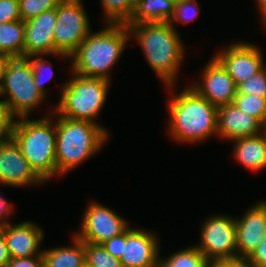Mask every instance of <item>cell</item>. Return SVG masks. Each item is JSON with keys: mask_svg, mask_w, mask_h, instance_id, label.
I'll return each mask as SVG.
<instances>
[{"mask_svg": "<svg viewBox=\"0 0 266 267\" xmlns=\"http://www.w3.org/2000/svg\"><path fill=\"white\" fill-rule=\"evenodd\" d=\"M72 239L73 246L43 250V265L46 267H84L86 264L84 242L75 235Z\"/></svg>", "mask_w": 266, "mask_h": 267, "instance_id": "obj_20", "label": "cell"}, {"mask_svg": "<svg viewBox=\"0 0 266 267\" xmlns=\"http://www.w3.org/2000/svg\"><path fill=\"white\" fill-rule=\"evenodd\" d=\"M6 240L10 258L32 257L42 254L40 244L44 240V231L33 222L24 221L18 224L0 227Z\"/></svg>", "mask_w": 266, "mask_h": 267, "instance_id": "obj_17", "label": "cell"}, {"mask_svg": "<svg viewBox=\"0 0 266 267\" xmlns=\"http://www.w3.org/2000/svg\"><path fill=\"white\" fill-rule=\"evenodd\" d=\"M237 94L266 97V66L237 86Z\"/></svg>", "mask_w": 266, "mask_h": 267, "instance_id": "obj_29", "label": "cell"}, {"mask_svg": "<svg viewBox=\"0 0 266 267\" xmlns=\"http://www.w3.org/2000/svg\"><path fill=\"white\" fill-rule=\"evenodd\" d=\"M21 20L18 0H0V23Z\"/></svg>", "mask_w": 266, "mask_h": 267, "instance_id": "obj_32", "label": "cell"}, {"mask_svg": "<svg viewBox=\"0 0 266 267\" xmlns=\"http://www.w3.org/2000/svg\"><path fill=\"white\" fill-rule=\"evenodd\" d=\"M236 220L237 257L249 258L266 234V201L256 203Z\"/></svg>", "mask_w": 266, "mask_h": 267, "instance_id": "obj_16", "label": "cell"}, {"mask_svg": "<svg viewBox=\"0 0 266 267\" xmlns=\"http://www.w3.org/2000/svg\"><path fill=\"white\" fill-rule=\"evenodd\" d=\"M24 57L54 55L70 56L58 53L54 47V28L57 23L56 9L44 11L39 16L25 21Z\"/></svg>", "mask_w": 266, "mask_h": 267, "instance_id": "obj_13", "label": "cell"}, {"mask_svg": "<svg viewBox=\"0 0 266 267\" xmlns=\"http://www.w3.org/2000/svg\"><path fill=\"white\" fill-rule=\"evenodd\" d=\"M176 0H136V7L126 24L142 22H169L174 14Z\"/></svg>", "mask_w": 266, "mask_h": 267, "instance_id": "obj_21", "label": "cell"}, {"mask_svg": "<svg viewBox=\"0 0 266 267\" xmlns=\"http://www.w3.org/2000/svg\"><path fill=\"white\" fill-rule=\"evenodd\" d=\"M209 267H255L248 258H234L216 260L209 263Z\"/></svg>", "mask_w": 266, "mask_h": 267, "instance_id": "obj_36", "label": "cell"}, {"mask_svg": "<svg viewBox=\"0 0 266 267\" xmlns=\"http://www.w3.org/2000/svg\"><path fill=\"white\" fill-rule=\"evenodd\" d=\"M265 130L266 127L257 118L244 113L233 103L218 107L217 134L223 139L230 141L255 136Z\"/></svg>", "mask_w": 266, "mask_h": 267, "instance_id": "obj_18", "label": "cell"}, {"mask_svg": "<svg viewBox=\"0 0 266 267\" xmlns=\"http://www.w3.org/2000/svg\"><path fill=\"white\" fill-rule=\"evenodd\" d=\"M130 36L124 23H106L100 31L90 32L70 55L71 72L110 81L109 71L120 58Z\"/></svg>", "mask_w": 266, "mask_h": 267, "instance_id": "obj_2", "label": "cell"}, {"mask_svg": "<svg viewBox=\"0 0 266 267\" xmlns=\"http://www.w3.org/2000/svg\"><path fill=\"white\" fill-rule=\"evenodd\" d=\"M261 53L262 51L256 45L238 42L230 44L228 48L216 54V56L214 55V57L238 86L265 66Z\"/></svg>", "mask_w": 266, "mask_h": 267, "instance_id": "obj_11", "label": "cell"}, {"mask_svg": "<svg viewBox=\"0 0 266 267\" xmlns=\"http://www.w3.org/2000/svg\"><path fill=\"white\" fill-rule=\"evenodd\" d=\"M0 183L12 187L45 183L31 168L13 139L0 144Z\"/></svg>", "mask_w": 266, "mask_h": 267, "instance_id": "obj_14", "label": "cell"}, {"mask_svg": "<svg viewBox=\"0 0 266 267\" xmlns=\"http://www.w3.org/2000/svg\"><path fill=\"white\" fill-rule=\"evenodd\" d=\"M32 67L34 74V83L37 89H39L46 96V88L44 87L46 80H49L53 76L52 63L46 61L43 55L28 56L26 57ZM49 72V74L47 72ZM48 74V75H46ZM47 76V77H46Z\"/></svg>", "mask_w": 266, "mask_h": 267, "instance_id": "obj_28", "label": "cell"}, {"mask_svg": "<svg viewBox=\"0 0 266 267\" xmlns=\"http://www.w3.org/2000/svg\"><path fill=\"white\" fill-rule=\"evenodd\" d=\"M10 260L7 244L3 231L0 229V267H7Z\"/></svg>", "mask_w": 266, "mask_h": 267, "instance_id": "obj_38", "label": "cell"}, {"mask_svg": "<svg viewBox=\"0 0 266 267\" xmlns=\"http://www.w3.org/2000/svg\"><path fill=\"white\" fill-rule=\"evenodd\" d=\"M196 247L209 262L237 258L236 220L226 215L209 217L201 229Z\"/></svg>", "mask_w": 266, "mask_h": 267, "instance_id": "obj_9", "label": "cell"}, {"mask_svg": "<svg viewBox=\"0 0 266 267\" xmlns=\"http://www.w3.org/2000/svg\"><path fill=\"white\" fill-rule=\"evenodd\" d=\"M15 117L4 105L0 107V144L12 140Z\"/></svg>", "mask_w": 266, "mask_h": 267, "instance_id": "obj_31", "label": "cell"}, {"mask_svg": "<svg viewBox=\"0 0 266 267\" xmlns=\"http://www.w3.org/2000/svg\"><path fill=\"white\" fill-rule=\"evenodd\" d=\"M11 206L4 197L0 196V227L9 224L6 219L10 217V213L13 211Z\"/></svg>", "mask_w": 266, "mask_h": 267, "instance_id": "obj_37", "label": "cell"}, {"mask_svg": "<svg viewBox=\"0 0 266 267\" xmlns=\"http://www.w3.org/2000/svg\"><path fill=\"white\" fill-rule=\"evenodd\" d=\"M135 36L151 69L168 89L174 87L185 49L179 33L169 22L126 24Z\"/></svg>", "mask_w": 266, "mask_h": 267, "instance_id": "obj_1", "label": "cell"}, {"mask_svg": "<svg viewBox=\"0 0 266 267\" xmlns=\"http://www.w3.org/2000/svg\"><path fill=\"white\" fill-rule=\"evenodd\" d=\"M167 108L168 130L176 141L194 144L217 134L218 107L191 86L170 98Z\"/></svg>", "mask_w": 266, "mask_h": 267, "instance_id": "obj_3", "label": "cell"}, {"mask_svg": "<svg viewBox=\"0 0 266 267\" xmlns=\"http://www.w3.org/2000/svg\"><path fill=\"white\" fill-rule=\"evenodd\" d=\"M8 59L9 58L7 56L0 54V84L2 81L3 69Z\"/></svg>", "mask_w": 266, "mask_h": 267, "instance_id": "obj_40", "label": "cell"}, {"mask_svg": "<svg viewBox=\"0 0 266 267\" xmlns=\"http://www.w3.org/2000/svg\"><path fill=\"white\" fill-rule=\"evenodd\" d=\"M256 5H258V9L261 12L263 22H266V0H256Z\"/></svg>", "mask_w": 266, "mask_h": 267, "instance_id": "obj_39", "label": "cell"}, {"mask_svg": "<svg viewBox=\"0 0 266 267\" xmlns=\"http://www.w3.org/2000/svg\"><path fill=\"white\" fill-rule=\"evenodd\" d=\"M129 228L127 220L96 202H90L84 212L81 227L75 236L83 242L102 244Z\"/></svg>", "mask_w": 266, "mask_h": 267, "instance_id": "obj_10", "label": "cell"}, {"mask_svg": "<svg viewBox=\"0 0 266 267\" xmlns=\"http://www.w3.org/2000/svg\"><path fill=\"white\" fill-rule=\"evenodd\" d=\"M248 259L255 267H266V234Z\"/></svg>", "mask_w": 266, "mask_h": 267, "instance_id": "obj_35", "label": "cell"}, {"mask_svg": "<svg viewBox=\"0 0 266 267\" xmlns=\"http://www.w3.org/2000/svg\"><path fill=\"white\" fill-rule=\"evenodd\" d=\"M209 263L204 254L193 246L173 253L165 260L159 255L158 267H209Z\"/></svg>", "mask_w": 266, "mask_h": 267, "instance_id": "obj_23", "label": "cell"}, {"mask_svg": "<svg viewBox=\"0 0 266 267\" xmlns=\"http://www.w3.org/2000/svg\"><path fill=\"white\" fill-rule=\"evenodd\" d=\"M82 0H61L56 7L54 47L58 53L70 56L91 32Z\"/></svg>", "mask_w": 266, "mask_h": 267, "instance_id": "obj_8", "label": "cell"}, {"mask_svg": "<svg viewBox=\"0 0 266 267\" xmlns=\"http://www.w3.org/2000/svg\"><path fill=\"white\" fill-rule=\"evenodd\" d=\"M106 23L126 24L132 17L136 0H100Z\"/></svg>", "mask_w": 266, "mask_h": 267, "instance_id": "obj_24", "label": "cell"}, {"mask_svg": "<svg viewBox=\"0 0 266 267\" xmlns=\"http://www.w3.org/2000/svg\"><path fill=\"white\" fill-rule=\"evenodd\" d=\"M202 82L191 87L216 107L233 103L237 85L221 63L213 57L202 72Z\"/></svg>", "mask_w": 266, "mask_h": 267, "instance_id": "obj_12", "label": "cell"}, {"mask_svg": "<svg viewBox=\"0 0 266 267\" xmlns=\"http://www.w3.org/2000/svg\"><path fill=\"white\" fill-rule=\"evenodd\" d=\"M235 142L234 157L251 171L266 168V130L255 136L240 137Z\"/></svg>", "mask_w": 266, "mask_h": 267, "instance_id": "obj_19", "label": "cell"}, {"mask_svg": "<svg viewBox=\"0 0 266 267\" xmlns=\"http://www.w3.org/2000/svg\"><path fill=\"white\" fill-rule=\"evenodd\" d=\"M196 0H176L174 14L169 20V23L173 28L174 21H180L181 23H189L194 20L199 14V7Z\"/></svg>", "mask_w": 266, "mask_h": 267, "instance_id": "obj_30", "label": "cell"}, {"mask_svg": "<svg viewBox=\"0 0 266 267\" xmlns=\"http://www.w3.org/2000/svg\"><path fill=\"white\" fill-rule=\"evenodd\" d=\"M233 104L244 113L257 118L266 127V97L236 94Z\"/></svg>", "mask_w": 266, "mask_h": 267, "instance_id": "obj_25", "label": "cell"}, {"mask_svg": "<svg viewBox=\"0 0 266 267\" xmlns=\"http://www.w3.org/2000/svg\"><path fill=\"white\" fill-rule=\"evenodd\" d=\"M56 118L57 175L68 173L92 157L109 138L102 125L60 116Z\"/></svg>", "mask_w": 266, "mask_h": 267, "instance_id": "obj_4", "label": "cell"}, {"mask_svg": "<svg viewBox=\"0 0 266 267\" xmlns=\"http://www.w3.org/2000/svg\"><path fill=\"white\" fill-rule=\"evenodd\" d=\"M22 21H28L39 16L44 11L56 9L61 0H18Z\"/></svg>", "mask_w": 266, "mask_h": 267, "instance_id": "obj_27", "label": "cell"}, {"mask_svg": "<svg viewBox=\"0 0 266 267\" xmlns=\"http://www.w3.org/2000/svg\"><path fill=\"white\" fill-rule=\"evenodd\" d=\"M62 87L55 111L65 118L97 123L94 119L105 105L110 81L76 73Z\"/></svg>", "mask_w": 266, "mask_h": 267, "instance_id": "obj_6", "label": "cell"}, {"mask_svg": "<svg viewBox=\"0 0 266 267\" xmlns=\"http://www.w3.org/2000/svg\"><path fill=\"white\" fill-rule=\"evenodd\" d=\"M25 23L22 20L0 23V54L24 57Z\"/></svg>", "mask_w": 266, "mask_h": 267, "instance_id": "obj_22", "label": "cell"}, {"mask_svg": "<svg viewBox=\"0 0 266 267\" xmlns=\"http://www.w3.org/2000/svg\"><path fill=\"white\" fill-rule=\"evenodd\" d=\"M85 261L90 267H123L120 259L113 257L102 244L84 242Z\"/></svg>", "mask_w": 266, "mask_h": 267, "instance_id": "obj_26", "label": "cell"}, {"mask_svg": "<svg viewBox=\"0 0 266 267\" xmlns=\"http://www.w3.org/2000/svg\"><path fill=\"white\" fill-rule=\"evenodd\" d=\"M2 100L16 118L28 117L31 111L45 99L36 88L32 67L25 57L9 58L3 69L0 84Z\"/></svg>", "mask_w": 266, "mask_h": 267, "instance_id": "obj_7", "label": "cell"}, {"mask_svg": "<svg viewBox=\"0 0 266 267\" xmlns=\"http://www.w3.org/2000/svg\"><path fill=\"white\" fill-rule=\"evenodd\" d=\"M123 243H126V231L103 242L102 246L113 257L120 259L122 256Z\"/></svg>", "mask_w": 266, "mask_h": 267, "instance_id": "obj_33", "label": "cell"}, {"mask_svg": "<svg viewBox=\"0 0 266 267\" xmlns=\"http://www.w3.org/2000/svg\"><path fill=\"white\" fill-rule=\"evenodd\" d=\"M54 117L56 116L52 117L50 114L48 117L36 120H29L27 117L18 118L13 128L12 139L20 147L31 168L44 182L57 174Z\"/></svg>", "mask_w": 266, "mask_h": 267, "instance_id": "obj_5", "label": "cell"}, {"mask_svg": "<svg viewBox=\"0 0 266 267\" xmlns=\"http://www.w3.org/2000/svg\"><path fill=\"white\" fill-rule=\"evenodd\" d=\"M150 231L129 227L120 261L123 267H158L159 241Z\"/></svg>", "mask_w": 266, "mask_h": 267, "instance_id": "obj_15", "label": "cell"}, {"mask_svg": "<svg viewBox=\"0 0 266 267\" xmlns=\"http://www.w3.org/2000/svg\"><path fill=\"white\" fill-rule=\"evenodd\" d=\"M43 255L39 254L32 257L10 258L7 267H42Z\"/></svg>", "mask_w": 266, "mask_h": 267, "instance_id": "obj_34", "label": "cell"}, {"mask_svg": "<svg viewBox=\"0 0 266 267\" xmlns=\"http://www.w3.org/2000/svg\"><path fill=\"white\" fill-rule=\"evenodd\" d=\"M0 96H1V93H0ZM3 105V103H2V100H0V107Z\"/></svg>", "mask_w": 266, "mask_h": 267, "instance_id": "obj_41", "label": "cell"}]
</instances>
